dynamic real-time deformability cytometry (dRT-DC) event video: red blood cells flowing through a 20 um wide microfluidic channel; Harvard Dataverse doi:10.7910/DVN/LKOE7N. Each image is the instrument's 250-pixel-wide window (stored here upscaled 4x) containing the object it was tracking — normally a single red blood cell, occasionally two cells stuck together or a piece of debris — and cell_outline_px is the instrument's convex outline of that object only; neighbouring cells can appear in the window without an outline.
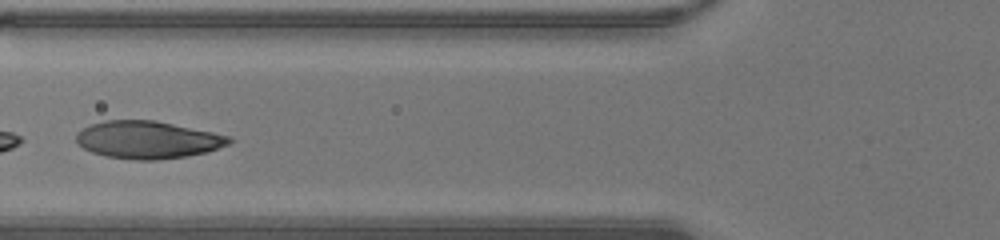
{"species": "human", "species_latin": "Homo sapiens", "temperature_condition": "warm", "stored_images_in_passage": 35, "segment_of_instrument_passage": [2, 2], "camera_frame_rate_fps": 3000, "um_per_image_px": 0.085, "donor": {"sex": "male"}, "frame": {"image": 1, "passage_image": 14, "time_ms": 4.333, "image_size_px": [1000, 240], "cell_outline_px": [[236, 140], [228, 144], [208, 152], [184, 156], [156, 160], [132, 160], [108, 156], [92, 152], [76, 144], [76, 132], [92, 124], [104, 120], [156, 120], [232, 136]], "centroid_in_image_um": [12.58, 11.88], "position_along_channel_um": 113.2, "area_um2": 33.58}}
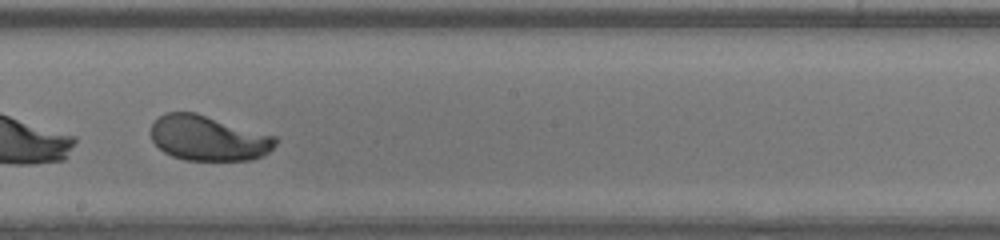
{"frame": {"image": 2, "passage_image": 22, "time_ms": 7.0, "image_size_px": [1000, 240], "cell_outline_px": [[280, 140], [268, 152], [252, 160], [184, 160], [172, 156], [164, 152], [152, 140], [152, 124], [164, 112], [196, 112], [276, 136]], "centroid_in_image_um": [17.73, 11.74], "position_along_channel_um": 230.5, "area_um2": 32.77}}
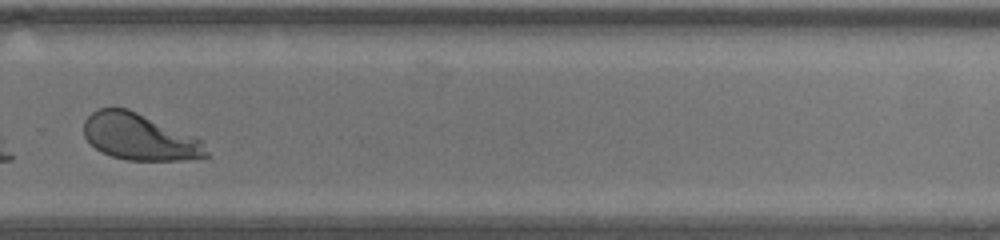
{"frame": {"image": 3, "passage_image": 28, "time_ms": 9.0, "image_size_px": [1000, 240], "cell_outline_px": [[208, 156], [180, 160], [128, 160], [112, 156], [100, 152], [84, 136], [84, 120], [92, 112], [100, 108], [128, 108], [200, 140], [208, 152]], "centroid_in_image_um": [11.79, 11.64], "position_along_channel_um": 318.0, "area_um2": 32.48}}